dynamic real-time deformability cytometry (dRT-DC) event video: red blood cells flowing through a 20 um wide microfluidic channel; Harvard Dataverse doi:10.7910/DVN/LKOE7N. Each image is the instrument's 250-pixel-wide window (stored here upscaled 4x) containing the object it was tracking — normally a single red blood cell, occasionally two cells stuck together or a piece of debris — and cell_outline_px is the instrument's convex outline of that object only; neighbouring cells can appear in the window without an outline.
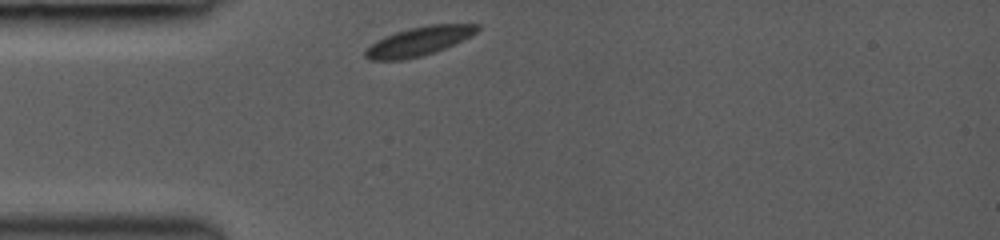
{"species": "common noctule bat (a hibernating species)", "species_latin": "Nyctalus noctula", "temperature_condition": "room temperature", "stored_images_in_passage": 32, "camera_frame_rate_fps": 3000, "um_per_image_px": 0.085, "animal": {"sex": "female", "body_mass_g": 19.0, "forearm_length_mm": 53.3}, "frame": {"image": 1, "passage_image": 1, "time_ms": 0.0, "image_size_px": [1000, 240], "cell_outline_px": [[480, 28], [476, 32], [444, 48], [420, 56], [404, 60], [368, 60], [364, 56], [364, 52], [376, 40], [384, 36], [408, 28], [428, 24], [480, 24]], "centroid_in_image_um": [35.55, 3.5], "position_along_channel_um": 49.5, "area_um2": 18.61}}
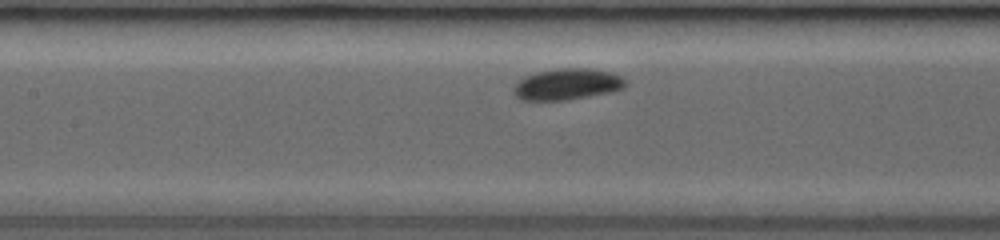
{"frame": {"image": 2, "passage_image": 11, "time_ms": 3.0, "image_size_px": [1000, 240], "cell_outline_px": [[628, 84], [624, 88], [612, 92], [568, 100], [520, 100], [512, 92], [516, 84], [524, 76], [536, 72], [556, 68], [588, 68], [608, 72], [620, 76], [628, 80]], "centroid_in_image_um": [48.23, 7.16], "position_along_channel_um": 159.2, "area_um2": 20.58}}
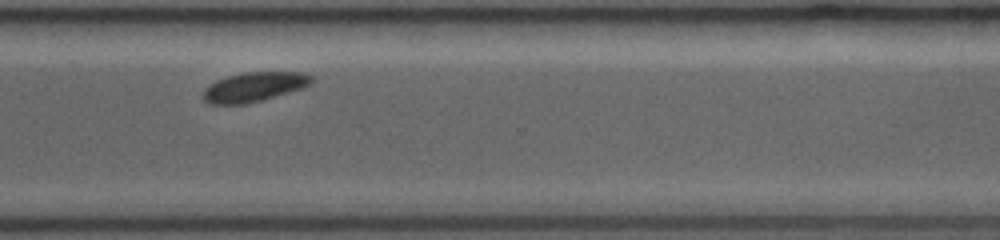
{"frame": {"image": 3, "passage_image": 31, "time_ms": 7.667, "image_size_px": [1000, 240], "cell_outline_px": [[316, 80], [312, 84], [288, 92], [260, 100], [244, 104], [208, 104], [204, 100], [204, 88], [208, 84], [216, 80], [228, 76], [244, 72], [300, 72], [312, 76]], "centroid_in_image_um": [21.59, 7.37], "position_along_channel_um": 349.0, "area_um2": 18.5}}